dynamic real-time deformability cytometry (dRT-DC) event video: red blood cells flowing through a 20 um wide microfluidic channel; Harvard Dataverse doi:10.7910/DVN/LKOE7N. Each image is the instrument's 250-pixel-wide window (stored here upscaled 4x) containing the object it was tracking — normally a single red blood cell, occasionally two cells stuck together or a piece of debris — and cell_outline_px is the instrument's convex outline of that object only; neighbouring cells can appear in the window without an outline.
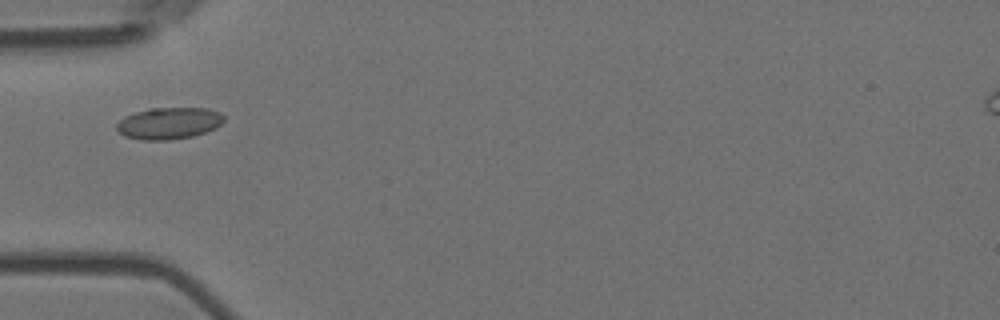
{"species": "Egyptian fruit bat (a non-hibernating species)", "species_latin": "Rousettus aegyptiacus", "temperature_condition": "room temperature", "stored_images_in_passage": 13, "camera_frame_rate_fps": 3000, "um_per_image_px": 0.085, "animal": {"sex": "female"}, "frame": {"image": 1, "passage_image": 3, "time_ms": 0.667, "image_size_px": [1000, 320], "cell_outline_px": [[224, 120], [216, 128], [192, 136], [168, 140], [140, 140], [124, 136], [116, 128], [116, 124], [124, 116], [136, 112], [152, 108], [208, 108], [220, 112], [224, 116]], "centroid_in_image_um": [14.35, 10.47], "position_along_channel_um": 70.6, "area_um2": 19.83}}
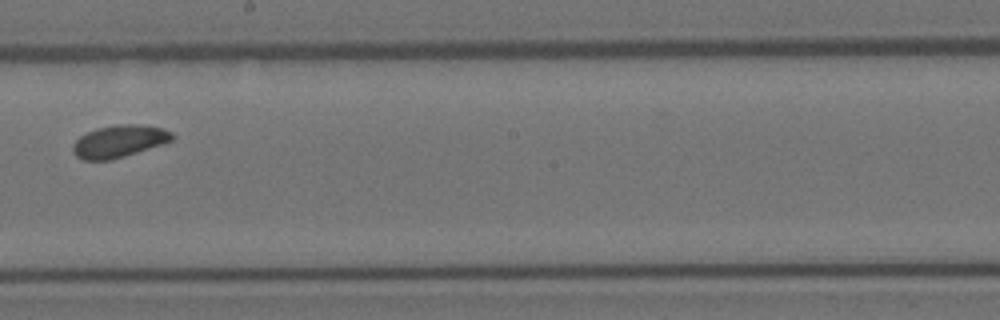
{"frame": {"image": 2, "passage_image": 7, "time_ms": 2.0, "image_size_px": [1000, 320], "cell_outline_px": [[176, 136], [172, 140], [112, 160], [80, 160], [72, 152], [72, 144], [80, 136], [96, 128], [116, 124], [136, 124], [164, 128], [172, 132]], "centroid_in_image_um": [10.09, 12.0], "position_along_channel_um": 238.1, "area_um2": 18.67}}
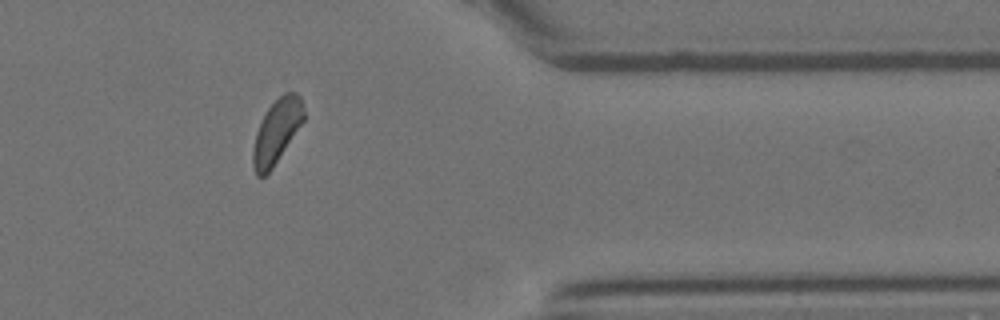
{"frame": {"image": 3, "passage_image": 11, "time_ms": 3.333, "image_size_px": [1000, 320], "cell_outline_px": [[304, 120], [272, 168], [264, 176], [256, 176], [252, 168], [252, 152], [256, 132], [268, 108], [284, 92], [296, 92], [300, 96], [304, 112]], "centroid_in_image_um": [23.5, 11.18], "position_along_channel_um": 387.9, "area_um2": 18.61}}